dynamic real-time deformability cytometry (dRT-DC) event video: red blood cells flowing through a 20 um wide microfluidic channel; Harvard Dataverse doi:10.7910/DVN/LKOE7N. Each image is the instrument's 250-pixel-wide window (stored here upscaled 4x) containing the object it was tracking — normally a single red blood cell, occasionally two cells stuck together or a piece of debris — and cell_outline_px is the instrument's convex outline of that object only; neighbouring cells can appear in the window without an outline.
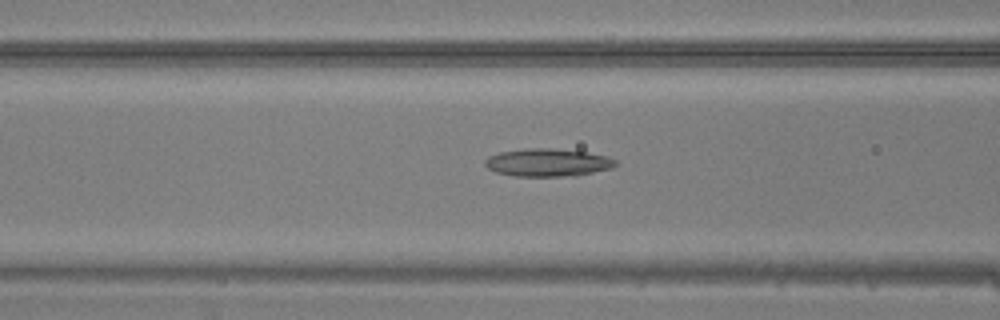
{"species": "common noctule bat (a hibernating species)", "species_latin": "Nyctalus noctula", "temperature_condition": "warm", "stored_images_in_passage": 47, "camera_frame_rate_fps": 3000, "um_per_image_px": 0.085, "animal": {"sex": "male", "body_mass_g": 20.5, "forearm_length_mm": 52.5}, "frame": {"image": 1, "passage_image": 20, "time_ms": 6.333, "image_size_px": [1000, 320], "cell_outline_px": [[616, 164], [612, 168], [576, 176], [512, 176], [496, 172], [488, 168], [484, 164], [484, 160], [488, 156], [500, 152], [528, 148], [548, 148], [584, 152], [608, 156], [616, 160]], "centroid_in_image_um": [46.54, 13.82], "position_along_channel_um": 120.1, "area_um2": 21.15}}
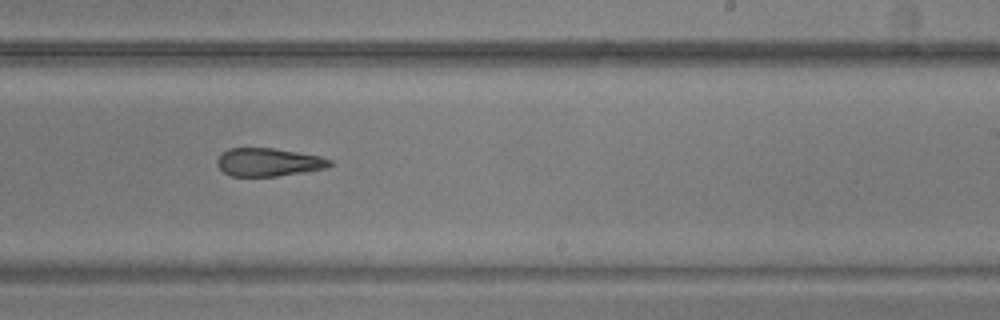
{"frame": {"image": 2, "passage_image": 30, "time_ms": 9.667, "image_size_px": [1000, 320], "cell_outline_px": [[332, 164], [328, 168], [304, 172], [276, 176], [232, 176], [224, 172], [216, 164], [216, 160], [228, 148], [272, 148], [320, 156], [332, 160]], "centroid_in_image_um": [22.84, 13.79], "position_along_channel_um": 266.2, "area_um2": 18.38}}
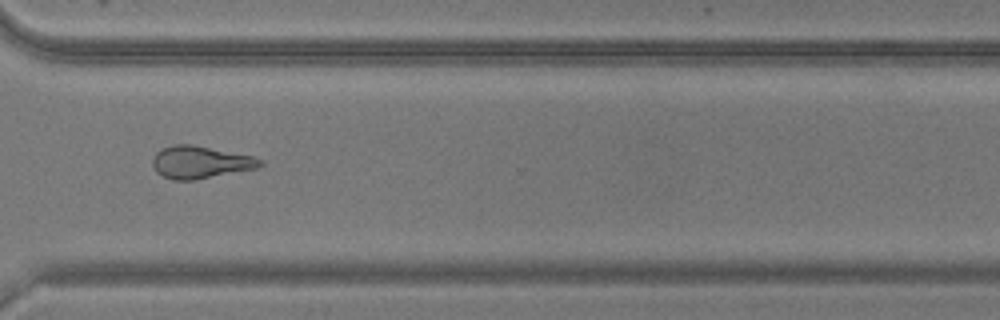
{"frame": {"image": 3, "passage_image": 36, "time_ms": 11.667, "image_size_px": [1000, 320], "cell_outline_px": [[264, 164], [260, 168], [192, 180], [172, 180], [156, 172], [152, 164], [152, 160], [156, 152], [172, 144], [192, 144], [252, 156], [264, 160]], "centroid_in_image_um": [17.05, 13.79], "position_along_channel_um": 353.6, "area_um2": 20.35}}